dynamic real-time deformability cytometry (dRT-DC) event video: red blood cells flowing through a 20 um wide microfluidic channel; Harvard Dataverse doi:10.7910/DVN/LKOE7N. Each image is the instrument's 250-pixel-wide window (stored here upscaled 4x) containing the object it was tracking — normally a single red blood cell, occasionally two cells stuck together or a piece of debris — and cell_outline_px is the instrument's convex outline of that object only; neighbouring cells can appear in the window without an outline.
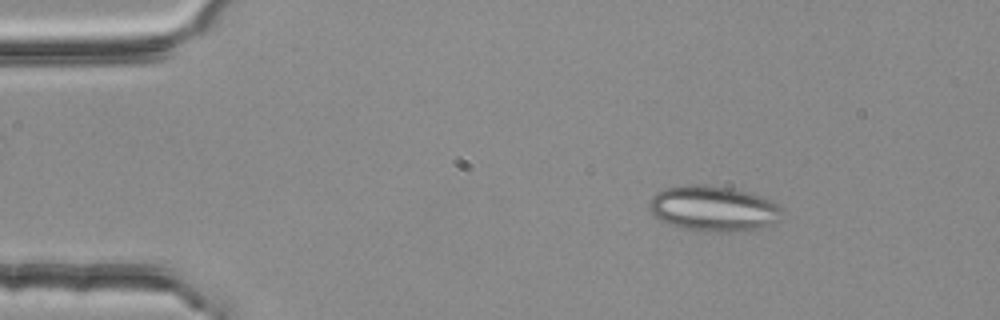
{"species": "common noctule bat (a hibernating species)", "species_latin": "Nyctalus noctula", "temperature_condition": "room temperature", "stored_images_in_passage": 3, "camera_frame_rate_fps": 3000, "um_per_image_px": 0.085, "animal": {"sex": "female", "body_mass_g": 25.1}, "frame": {"image": 1, "passage_image": 1, "time_ms": 0.0, "image_size_px": [1000, 320], "cell_outline_px": [[780, 220], [764, 228], [720, 232], [708, 232], [688, 228], [672, 224], [660, 220], [648, 208], [648, 204], [652, 196], [656, 192], [664, 188], [692, 184], [708, 184], [732, 188], [748, 192], [760, 196], [776, 204], [780, 208]], "centroid_in_image_um": [60.62, 17.71], "position_along_channel_um": 24.4, "area_um2": 34.91}}
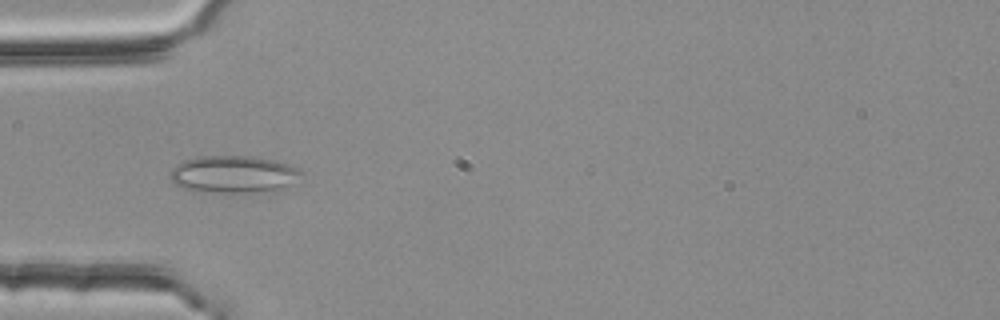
{"frame": {"image": 2, "passage_image": 3, "time_ms": 0.667, "image_size_px": [1000, 320], "cell_outline_px": [[304, 172], [292, 184], [280, 192], [196, 192], [184, 188], [176, 184], [168, 176], [172, 168], [176, 164], [184, 160], [200, 156], [252, 156], [276, 160], [288, 164]], "centroid_in_image_um": [19.88, 14.83], "position_along_channel_um": 65.1, "area_um2": 29.02}}